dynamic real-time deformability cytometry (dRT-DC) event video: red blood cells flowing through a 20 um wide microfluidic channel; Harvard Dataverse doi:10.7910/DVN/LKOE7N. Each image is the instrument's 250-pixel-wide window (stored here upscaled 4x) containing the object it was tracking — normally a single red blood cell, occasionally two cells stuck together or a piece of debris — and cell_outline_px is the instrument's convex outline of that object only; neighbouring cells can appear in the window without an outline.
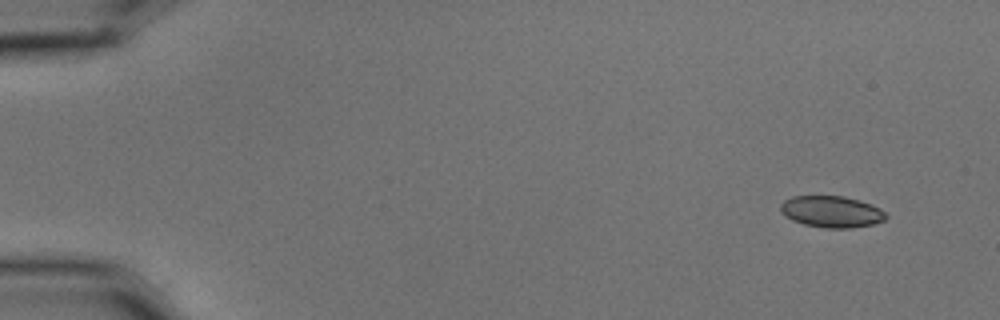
{"species": "common noctule bat (a hibernating species)", "species_latin": "Nyctalus noctula", "temperature_condition": "cold", "stored_images_in_passage": 9, "camera_frame_rate_fps": 3000, "um_per_image_px": 0.085, "animal": {"sex": "male", "body_mass_g": 15.6}, "frame": {"image": 1, "passage_image": 1, "time_ms": 0.0, "image_size_px": [1000, 320], "cell_outline_px": [[888, 216], [884, 220], [872, 224], [852, 228], [824, 228], [804, 224], [792, 220], [784, 216], [780, 212], [780, 204], [784, 200], [792, 196], [844, 196], [860, 200], [872, 204], [880, 208]], "centroid_in_image_um": [70.66, 17.99], "position_along_channel_um": 14.3, "area_um2": 19.54}}
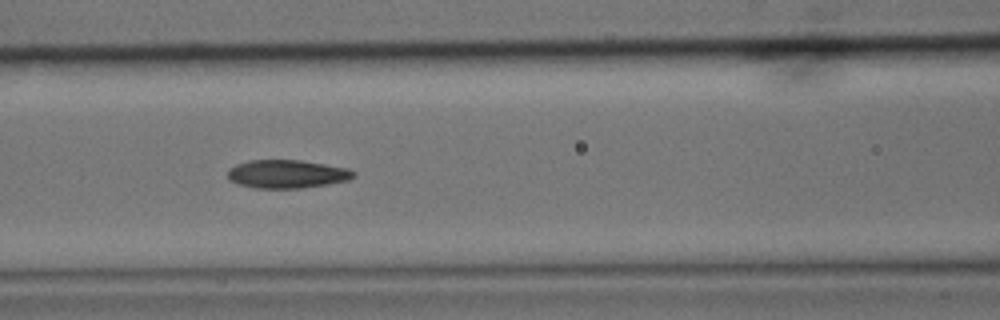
{"frame": {"image": 2, "passage_image": 7, "time_ms": 2.0, "image_size_px": [1000, 320], "cell_outline_px": [[356, 176], [348, 180], [328, 184], [300, 188], [256, 188], [236, 184], [228, 180], [228, 168], [236, 164], [248, 160], [300, 160], [348, 168], [356, 172]], "centroid_in_image_um": [24.37, 14.79], "position_along_channel_um": 142.2, "area_um2": 20.92}}
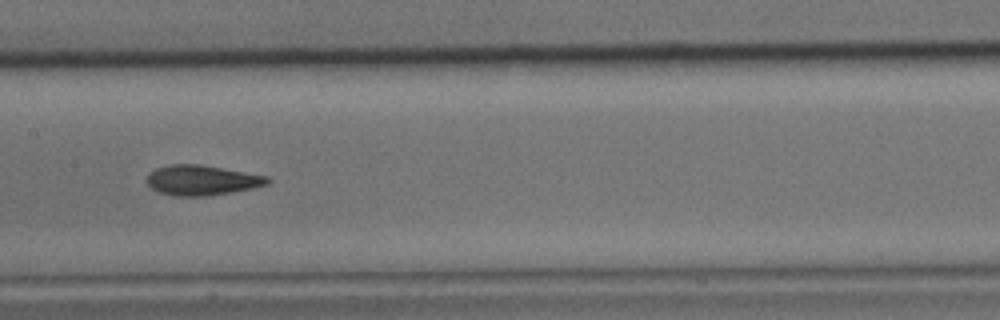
{"frame": {"image": 3, "passage_image": 8, "time_ms": 2.333, "image_size_px": [1000, 320], "cell_outline_px": [[272, 180], [268, 184], [252, 188], [204, 196], [176, 196], [160, 192], [152, 188], [144, 180], [148, 172], [156, 168], [172, 164], [200, 164], [268, 176]], "centroid_in_image_um": [17.12, 15.3], "position_along_channel_um": 190.3, "area_um2": 21.1}}